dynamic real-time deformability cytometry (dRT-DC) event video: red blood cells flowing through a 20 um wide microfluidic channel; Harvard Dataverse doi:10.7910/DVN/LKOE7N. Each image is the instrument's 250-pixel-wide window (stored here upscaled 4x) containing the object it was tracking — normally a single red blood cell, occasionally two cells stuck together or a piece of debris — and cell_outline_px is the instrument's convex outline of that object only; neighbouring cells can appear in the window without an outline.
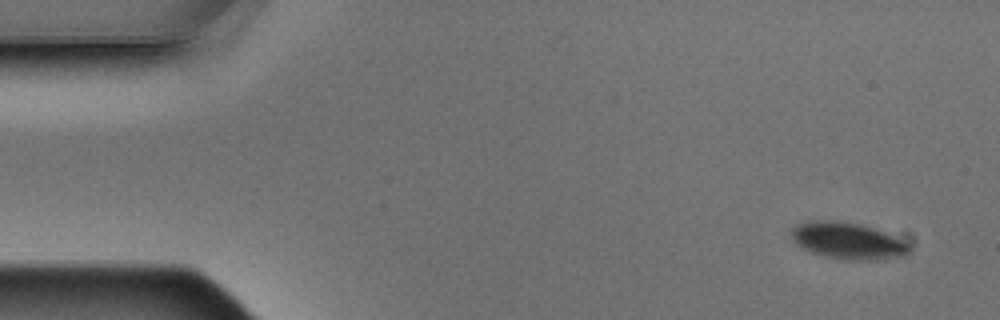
{"species": "Egyptian fruit bat (a non-hibernating species)", "species_latin": "Rousettus aegyptiacus", "temperature_condition": "warm", "stored_images_in_passage": 4, "camera_frame_rate_fps": 3000, "um_per_image_px": 0.085, "animal": {"sex": "male"}, "frame": {"image": 1, "passage_image": 1, "time_ms": 0.0, "image_size_px": [1000, 320], "cell_outline_px": [[908, 256], [872, 260], [848, 260], [824, 256], [812, 252], [796, 244], [792, 240], [792, 228], [796, 224], [808, 220], [836, 220], [860, 224], [884, 232], [908, 244]], "centroid_in_image_um": [72.01, 20.46], "position_along_channel_um": 13.0, "area_um2": 25.03}}
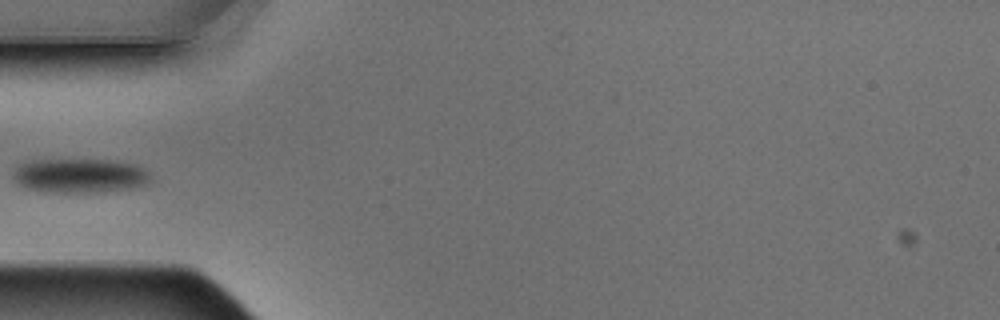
{"frame": {"image": 2, "passage_image": 4, "time_ms": 1.0, "image_size_px": [1000, 320], "cell_outline_px": [[152, 184], [136, 188], [104, 192], [44, 192], [24, 188], [16, 184], [12, 176], [12, 172], [20, 164], [32, 160], [116, 160], [136, 164], [144, 168], [148, 172], [152, 180]], "centroid_in_image_um": [6.83, 14.95], "position_along_channel_um": 78.2, "area_um2": 28.21}}